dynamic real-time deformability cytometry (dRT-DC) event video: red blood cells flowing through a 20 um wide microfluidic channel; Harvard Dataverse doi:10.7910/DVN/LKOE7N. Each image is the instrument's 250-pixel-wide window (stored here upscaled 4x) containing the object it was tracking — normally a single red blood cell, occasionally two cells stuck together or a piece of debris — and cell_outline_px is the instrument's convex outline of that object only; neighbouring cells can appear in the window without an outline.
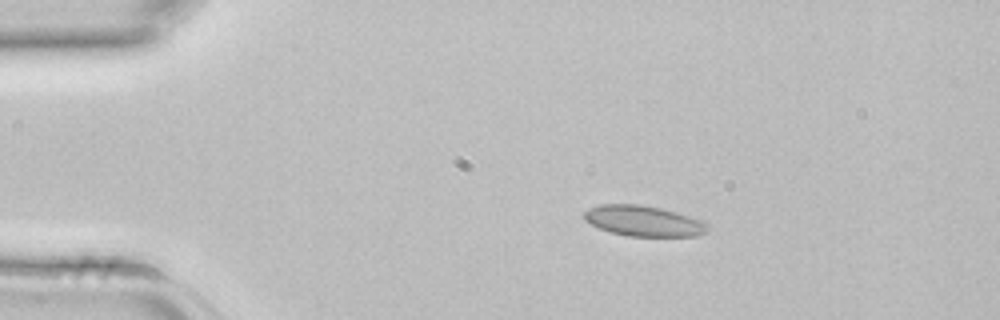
{"species": "common noctule bat (a hibernating species)", "species_latin": "Nyctalus noctula", "temperature_condition": "room temperature", "stored_images_in_passage": 4, "camera_frame_rate_fps": 3000, "um_per_image_px": 0.085, "animal": {"sex": "female", "body_mass_g": 22.7, "forearm_length_mm": 54.2}, "frame": {"image": 1, "passage_image": 2, "time_ms": 0.333, "image_size_px": [1000, 320], "cell_outline_px": [[708, 228], [704, 232], [696, 236], [628, 236], [612, 232], [600, 228], [584, 220], [584, 212], [588, 208], [600, 204], [640, 204], [660, 208], [676, 212], [704, 220], [708, 224]], "centroid_in_image_um": [54.71, 18.77], "position_along_channel_um": 30.3, "area_um2": 21.96}}